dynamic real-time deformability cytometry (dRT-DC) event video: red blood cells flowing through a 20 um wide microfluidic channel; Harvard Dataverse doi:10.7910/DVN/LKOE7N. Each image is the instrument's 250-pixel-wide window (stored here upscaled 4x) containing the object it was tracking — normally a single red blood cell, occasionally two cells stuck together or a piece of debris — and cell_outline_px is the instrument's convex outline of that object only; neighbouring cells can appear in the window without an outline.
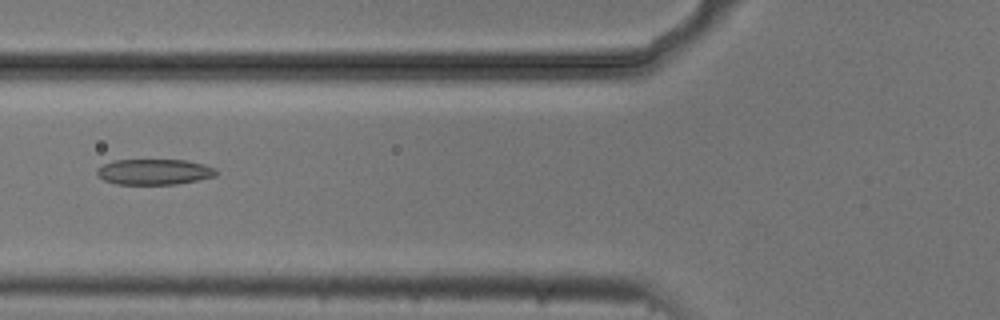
{"species": "common noctule bat (a hibernating species)", "species_latin": "Nyctalus noctula", "temperature_condition": "cold", "stored_images_in_passage": 5, "camera_frame_rate_fps": 3000, "um_per_image_px": 0.085, "animal": {"sex": "male", "body_mass_g": 20.5, "forearm_length_mm": 52.5}, "frame": {"image": 1, "passage_image": 5, "time_ms": 1.333, "image_size_px": [1000, 320], "cell_outline_px": [[220, 172], [216, 176], [176, 184], [116, 184], [104, 180], [96, 172], [96, 168], [112, 160], [184, 160], [204, 164], [216, 168]], "centroid_in_image_um": [13.13, 14.6], "position_along_channel_um": 112.7, "area_um2": 17.86}}